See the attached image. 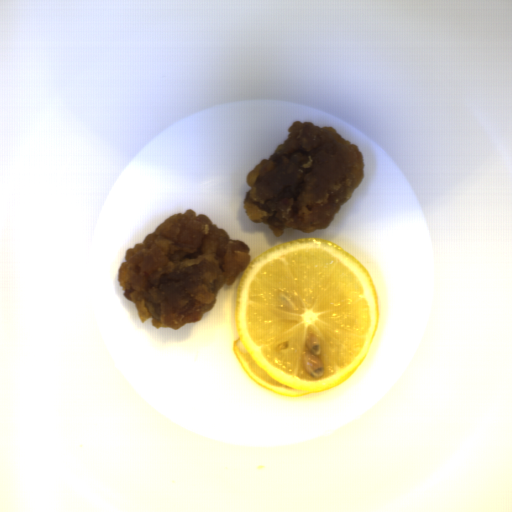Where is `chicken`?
Listing matches in <instances>:
<instances>
[{
	"mask_svg": "<svg viewBox=\"0 0 512 512\" xmlns=\"http://www.w3.org/2000/svg\"><path fill=\"white\" fill-rule=\"evenodd\" d=\"M249 252L244 242L189 209L128 249L118 280L140 322L151 317L154 328L179 330L213 308L221 285L232 286L250 265Z\"/></svg>",
	"mask_w": 512,
	"mask_h": 512,
	"instance_id": "ae283196",
	"label": "chicken"
},
{
	"mask_svg": "<svg viewBox=\"0 0 512 512\" xmlns=\"http://www.w3.org/2000/svg\"><path fill=\"white\" fill-rule=\"evenodd\" d=\"M288 138L248 173L243 208L252 222L312 233L327 229L365 177L357 145L332 126L292 122Z\"/></svg>",
	"mask_w": 512,
	"mask_h": 512,
	"instance_id": "52989762",
	"label": "chicken"
}]
</instances>
